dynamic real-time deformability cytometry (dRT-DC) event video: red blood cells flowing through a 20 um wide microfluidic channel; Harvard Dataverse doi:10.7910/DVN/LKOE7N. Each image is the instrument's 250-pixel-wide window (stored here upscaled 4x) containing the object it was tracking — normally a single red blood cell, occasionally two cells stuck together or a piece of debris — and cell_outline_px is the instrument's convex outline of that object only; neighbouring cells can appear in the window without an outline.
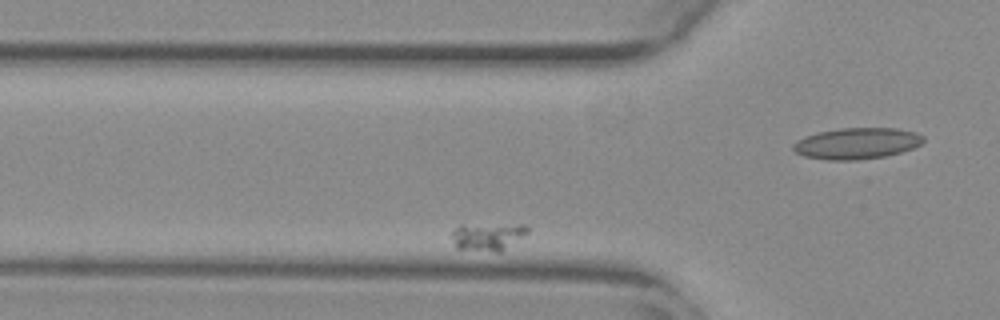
{"species": "common noctule bat (a hibernating species)", "species_latin": "Nyctalus noctula", "temperature_condition": "warm", "stored_images_in_passage": 43, "segment_of_instrument_passage": [2, 2], "camera_frame_rate_fps": 3000, "um_per_image_px": 0.085, "animal": {"sex": "female", "body_mass_g": 29.2, "forearm_length_mm": 56.3}, "frame": {"image": 1, "passage_image": 5, "time_ms": 1.333, "image_size_px": [1000, 320], "cell_outline_px": [[528, 232], [500, 252], [496, 252], [456, 248], [452, 236], [452, 232], [460, 224], [524, 224], [528, 228]], "centroid_in_image_um": [41.44, 20.08], "position_along_channel_um": 84.4, "area_um2": 12.2}}
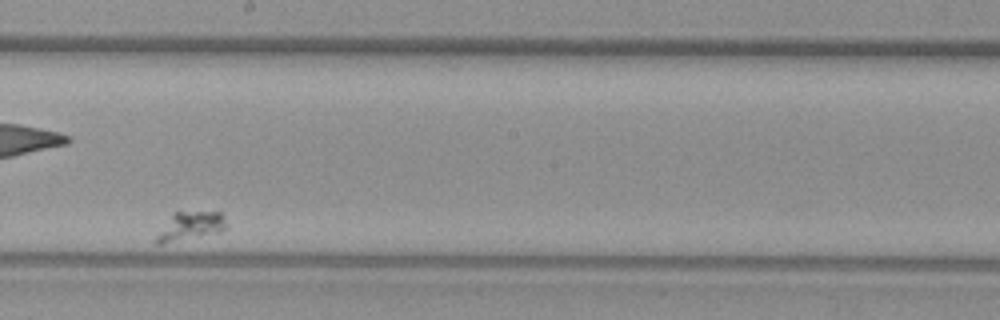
{"frame": {"image": 2, "passage_image": 21, "time_ms": 6.667, "image_size_px": [1000, 320], "cell_outline_px": [[228, 228], [220, 232], [160, 244], [156, 244], [156, 236], [172, 212], [220, 212], [224, 216], [228, 224]], "centroid_in_image_um": [16.22, 19.2], "position_along_channel_um": 232.0, "area_um2": 11.56}}
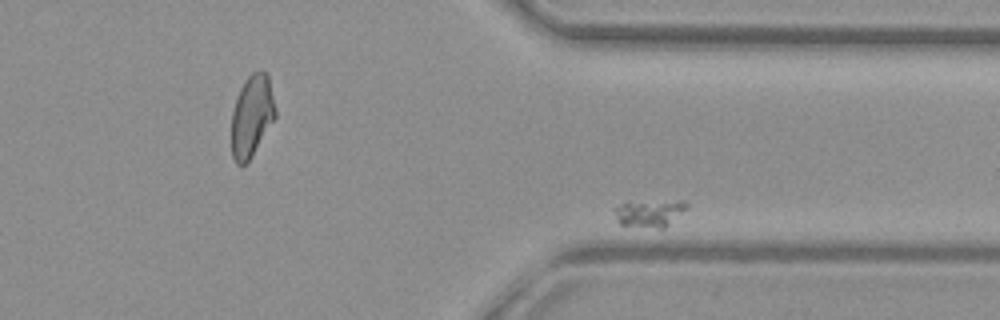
{"frame": {"image": 3, "passage_image": 34, "time_ms": 11.0, "image_size_px": [1000, 320], "cell_outline_px": [[688, 208], [664, 228], [660, 228], [620, 224], [616, 220], [612, 212], [612, 208], [620, 204], [680, 200], [684, 200], [688, 204]], "centroid_in_image_um": [55.21, 18.12], "position_along_channel_um": 356.2, "area_um2": 11.27}}